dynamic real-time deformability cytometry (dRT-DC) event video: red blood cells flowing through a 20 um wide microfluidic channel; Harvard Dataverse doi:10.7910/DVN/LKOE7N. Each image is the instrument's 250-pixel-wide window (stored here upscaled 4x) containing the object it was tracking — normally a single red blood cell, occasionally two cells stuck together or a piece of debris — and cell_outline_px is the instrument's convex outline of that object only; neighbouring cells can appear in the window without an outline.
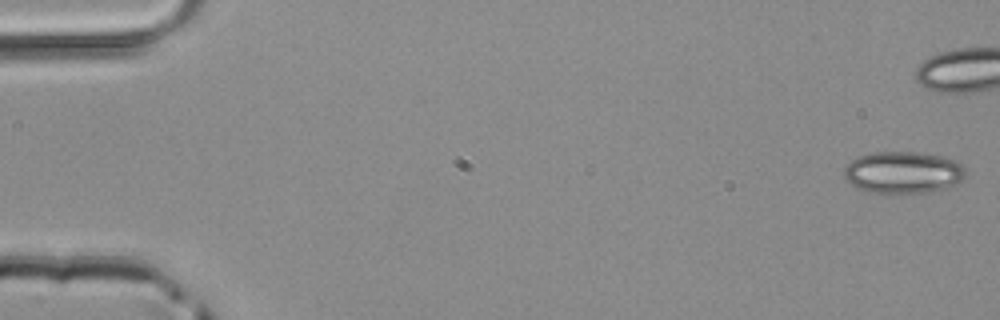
{"species": "common noctule bat (a hibernating species)", "species_latin": "Nyctalus noctula", "temperature_condition": "room temperature", "stored_images_in_passage": 39, "camera_frame_rate_fps": 3000, "um_per_image_px": 0.085, "animal": {"sex": "male", "body_mass_g": 20.4}, "frame": {"image": 1, "passage_image": 1, "time_ms": 0.0, "image_size_px": [1000, 320], "cell_outline_px": [[968, 172], [964, 180], [956, 184], [944, 188], [924, 192], [888, 196], [868, 192], [852, 184], [844, 176], [844, 168], [852, 160], [860, 156], [872, 152], [916, 152], [940, 156], [952, 160], [960, 164]], "centroid_in_image_um": [76.77, 14.69], "position_along_channel_um": 8.2, "area_um2": 30.06}}
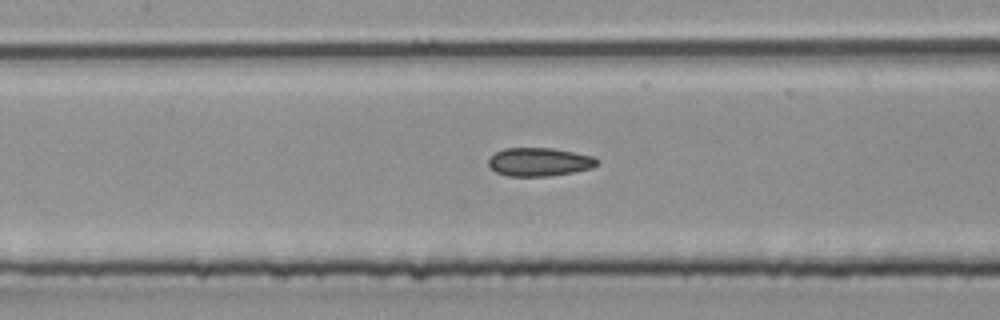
{"frame": {"image": 2, "passage_image": 23, "time_ms": 7.333, "image_size_px": [1000, 320], "cell_outline_px": [[596, 164], [592, 168], [572, 172], [548, 176], [508, 176], [496, 172], [488, 164], [488, 156], [504, 148], [552, 148], [592, 156], [596, 160]], "centroid_in_image_um": [45.77, 13.76], "position_along_channel_um": 161.6, "area_um2": 17.8}}